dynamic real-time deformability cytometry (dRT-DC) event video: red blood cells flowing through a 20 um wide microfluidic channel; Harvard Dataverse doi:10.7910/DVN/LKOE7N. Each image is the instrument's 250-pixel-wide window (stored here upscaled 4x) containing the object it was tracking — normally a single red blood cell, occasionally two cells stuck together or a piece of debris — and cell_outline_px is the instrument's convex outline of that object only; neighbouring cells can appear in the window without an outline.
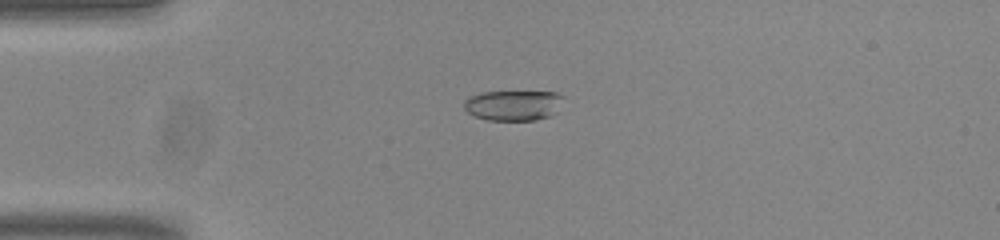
{"species": "common noctule bat (a hibernating species)", "species_latin": "Nyctalus noctula", "temperature_condition": "room temperature", "stored_images_in_passage": 41, "camera_frame_rate_fps": 3000, "um_per_image_px": 0.085, "animal": {"sex": "male", "body_mass_g": 20.0, "forearm_length_mm": 53.3}, "frame": {"image": 1, "passage_image": 1, "time_ms": 0.0, "image_size_px": [1000, 240], "cell_outline_px": [[564, 96], [552, 116], [536, 120], [488, 120], [476, 116], [468, 112], [464, 108], [464, 100], [480, 92], [556, 92]], "centroid_in_image_um": [43.63, 8.95], "position_along_channel_um": 41.4, "area_um2": 17.4}}
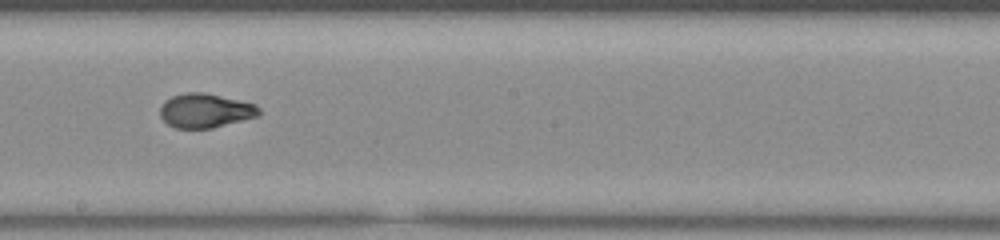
{"frame": {"image": 2, "passage_image": 18, "time_ms": 5.667, "image_size_px": [1000, 240], "cell_outline_px": [[260, 116], [212, 128], [176, 128], [168, 124], [160, 116], [160, 108], [164, 100], [172, 96], [184, 92], [204, 92], [256, 104], [260, 108]], "centroid_in_image_um": [17.46, 9.4], "position_along_channel_um": 230.7, "area_um2": 19.83}}
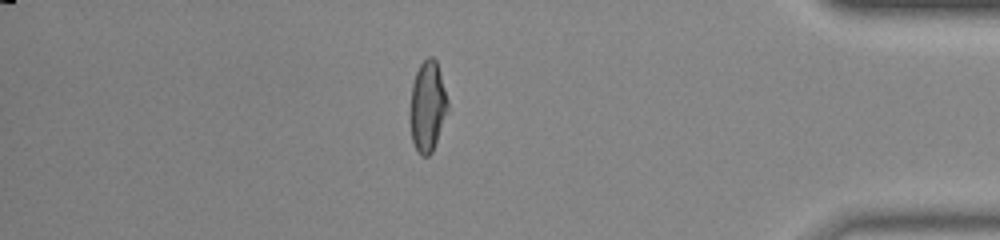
{"frame": {"image": 3, "passage_image": 34, "time_ms": 11.0, "image_size_px": [1000, 240], "cell_outline_px": [[448, 108], [432, 152], [428, 156], [420, 156], [412, 140], [412, 84], [416, 72], [420, 64], [428, 56], [432, 56], [436, 60], [440, 72], [448, 100]], "centroid_in_image_um": [36.37, 9.01], "position_along_channel_um": 398.8, "area_um2": 19.19}, "authors_computed_cell_mechanics": {"area_um2": 19.8254, "velocity_mm_per_s": 3.8291, "shape_relaxation_time_tau1_ms": 9.2313, "shape_relaxation_time_tau2_ms": 1.0673, "deformation_change_tau1": 0.254, "deformation_change_tau2": 0.0552}}